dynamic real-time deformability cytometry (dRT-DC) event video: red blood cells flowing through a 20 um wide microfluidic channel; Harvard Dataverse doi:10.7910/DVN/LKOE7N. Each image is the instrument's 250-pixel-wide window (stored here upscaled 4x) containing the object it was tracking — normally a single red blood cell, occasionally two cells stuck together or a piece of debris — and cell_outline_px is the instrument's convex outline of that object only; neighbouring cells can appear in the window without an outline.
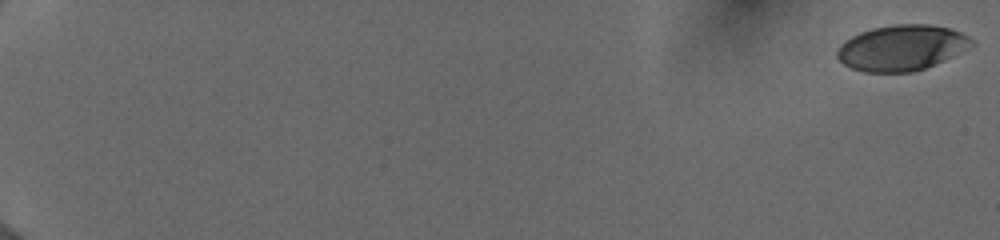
{"species": "human", "species_latin": "Homo sapiens", "temperature_condition": "cold", "stored_images_in_passage": 20, "camera_frame_rate_fps": 3000, "um_per_image_px": 0.085, "donor": {"sex": "female"}, "frame": {"image": 1, "passage_image": 1, "time_ms": 0.0, "image_size_px": [1000, 240], "cell_outline_px": [[976, 44], [944, 60], [924, 68], [912, 72], [864, 72], [852, 68], [844, 64], [836, 56], [836, 52], [840, 44], [852, 36], [860, 32], [872, 28], [896, 24], [928, 24], [948, 28], [960, 32], [968, 36]], "centroid_in_image_um": [76.62, 4.06], "position_along_channel_um": 8.4, "area_um2": 35.55}}
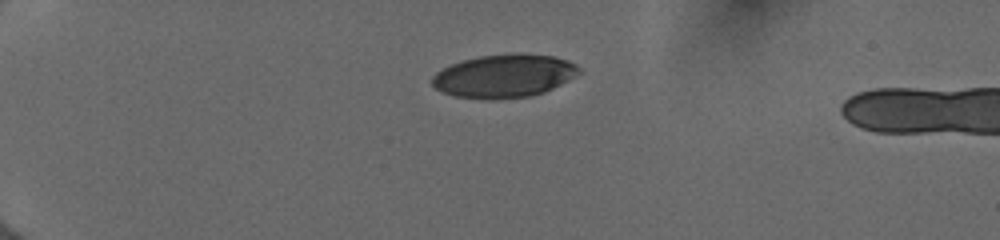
{"frame": {"image": 2, "passage_image": 16, "time_ms": 5.0, "image_size_px": [1000, 240], "cell_outline_px": [[580, 72], [576, 76], [544, 92], [528, 96], [496, 100], [488, 100], [456, 96], [444, 92], [436, 88], [432, 84], [432, 76], [436, 72], [452, 64], [464, 60], [480, 56], [552, 56], [568, 60], [576, 64], [580, 68]], "centroid_in_image_um": [42.84, 6.5], "position_along_channel_um": 42.2, "area_um2": 35.95}}